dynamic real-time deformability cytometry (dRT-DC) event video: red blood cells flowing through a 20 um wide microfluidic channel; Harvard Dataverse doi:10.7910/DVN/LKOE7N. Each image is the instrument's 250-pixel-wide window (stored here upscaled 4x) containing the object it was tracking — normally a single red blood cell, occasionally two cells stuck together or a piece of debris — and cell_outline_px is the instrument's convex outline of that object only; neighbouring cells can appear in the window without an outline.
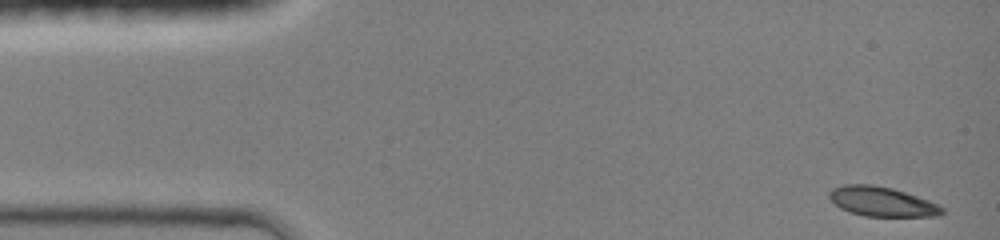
{"species": "common noctule bat (a hibernating species)", "species_latin": "Nyctalus noctula", "temperature_condition": "room temperature", "stored_images_in_passage": 7, "camera_frame_rate_fps": 3000, "um_per_image_px": 0.085, "animal": {"sex": "female", "body_mass_g": 19.0, "forearm_length_mm": 51.5}, "frame": {"image": 1, "passage_image": 1, "time_ms": 0.0, "image_size_px": [1000, 240], "cell_outline_px": [[944, 212], [936, 216], [864, 216], [840, 208], [828, 196], [832, 188], [844, 184], [872, 184], [892, 188], [928, 200], [944, 208]], "centroid_in_image_um": [74.94, 17.13], "position_along_channel_um": 10.1, "area_um2": 19.19}}
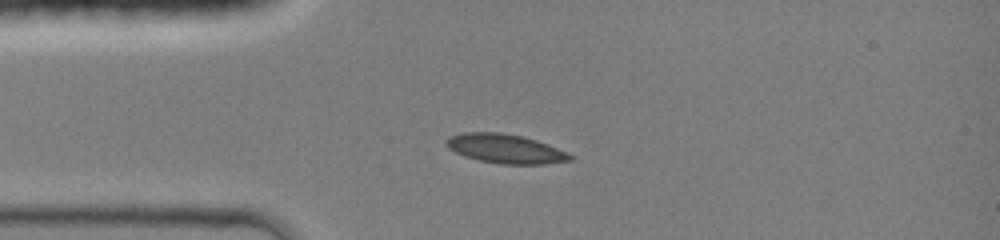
{"frame": {"image": 2, "passage_image": 6, "time_ms": 3.0, "image_size_px": [1000, 240], "cell_outline_px": [[572, 160], [544, 164], [500, 164], [480, 160], [464, 156], [448, 148], [444, 144], [444, 140], [448, 136], [464, 132], [500, 132], [524, 136], [548, 144], [568, 152], [572, 156]], "centroid_in_image_um": [42.93, 12.63], "position_along_channel_um": 42.1, "area_um2": 21.21}}